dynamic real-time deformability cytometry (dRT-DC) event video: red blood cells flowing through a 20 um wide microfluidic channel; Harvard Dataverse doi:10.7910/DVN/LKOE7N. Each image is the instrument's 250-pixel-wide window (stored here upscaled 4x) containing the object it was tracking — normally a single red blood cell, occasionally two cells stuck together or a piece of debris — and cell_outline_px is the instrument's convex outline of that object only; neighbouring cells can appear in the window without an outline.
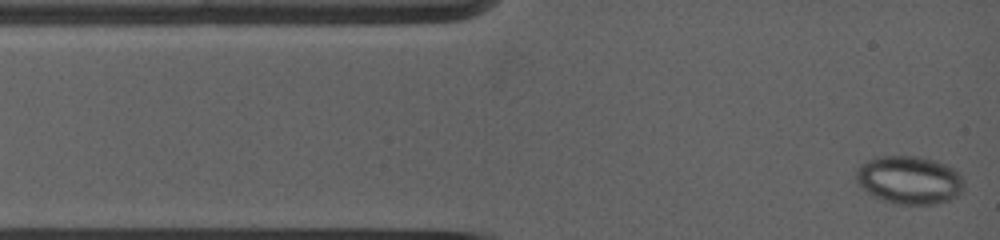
{"species": "common noctule bat (a hibernating species)", "species_latin": "Nyctalus noctula", "temperature_condition": "warm", "stored_images_in_passage": 69, "camera_frame_rate_fps": 5000, "um_per_image_px": 0.085, "animal": {"sex": "female", "body_mass_g": 19.0, "forearm_length_mm": 53.3}, "frame": {"image": 1, "passage_image": 1, "time_ms": 0.0, "image_size_px": [1000, 240], "cell_outline_px": [[964, 192], [948, 200], [936, 204], [892, 204], [872, 196], [856, 180], [856, 172], [860, 164], [868, 160], [880, 156], [920, 156], [936, 160], [948, 164], [960, 176], [964, 188]], "centroid_in_image_um": [77.3, 15.3], "position_along_channel_um": 7.7, "area_um2": 30.35}}
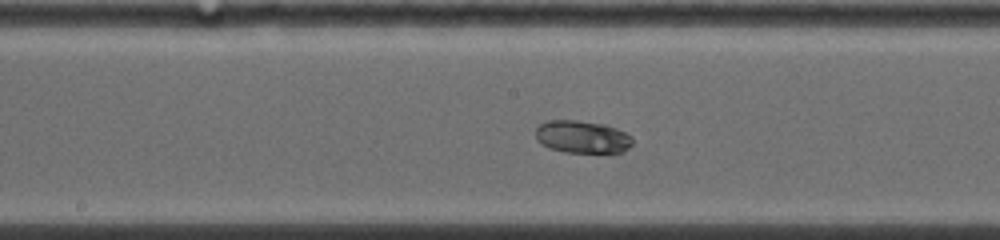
{"frame": {"image": 2, "passage_image": 44, "time_ms": 6.0, "image_size_px": [1000, 240], "cell_outline_px": [[632, 144], [624, 152], [564, 152], [548, 148], [540, 144], [536, 140], [536, 128], [540, 124], [548, 120], [576, 120], [604, 124], [616, 128], [632, 136]], "centroid_in_image_um": [49.46, 11.63], "position_along_channel_um": 198.7, "area_um2": 18.5}}
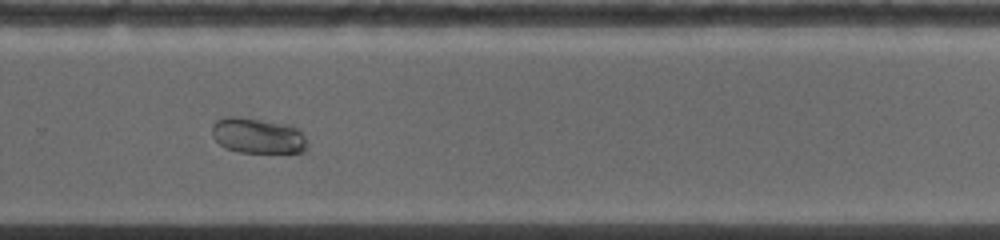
{"frame": {"image": 3, "passage_image": 61, "time_ms": 8.8, "image_size_px": [1000, 240], "cell_outline_px": [[304, 152], [240, 152], [224, 148], [212, 136], [212, 124], [216, 120], [224, 116], [240, 116], [292, 124], [300, 128], [304, 136]], "centroid_in_image_um": [21.87, 11.5], "position_along_channel_um": 307.9, "area_um2": 20.0}}